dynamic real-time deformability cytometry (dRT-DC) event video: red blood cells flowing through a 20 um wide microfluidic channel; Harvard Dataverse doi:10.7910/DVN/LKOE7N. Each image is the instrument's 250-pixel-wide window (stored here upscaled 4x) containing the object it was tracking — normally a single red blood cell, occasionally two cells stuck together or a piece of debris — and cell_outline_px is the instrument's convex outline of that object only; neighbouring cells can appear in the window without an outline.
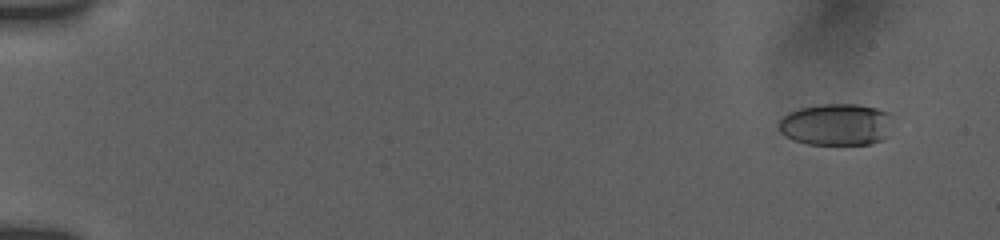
{"species": "human", "species_latin": "Homo sapiens", "temperature_condition": "room temperature", "stored_images_in_passage": 70, "camera_frame_rate_fps": 3000, "um_per_image_px": 0.085, "donor": {"sex": "female"}, "frame": {"image": 1, "passage_image": 6, "time_ms": 1.333, "image_size_px": [1000, 240], "cell_outline_px": [[896, 116], [888, 136], [884, 140], [872, 144], [808, 144], [784, 136], [780, 132], [780, 120], [788, 112], [800, 108], [820, 104], [856, 104], [876, 108], [888, 112]], "centroid_in_image_um": [71.18, 10.58], "position_along_channel_um": 13.8, "area_um2": 28.26}}
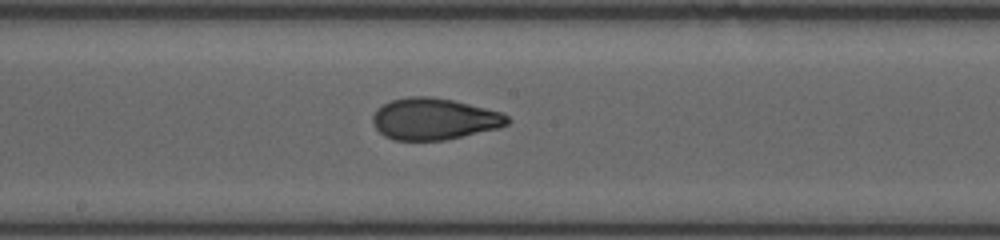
{"frame": {"image": 2, "passage_image": 43, "time_ms": 10.667, "image_size_px": [1000, 240], "cell_outline_px": [[512, 120], [508, 124], [496, 128], [444, 140], [392, 140], [384, 136], [376, 128], [372, 120], [372, 116], [384, 104], [392, 100], [408, 96], [432, 96], [452, 100], [500, 112], [508, 116]], "centroid_in_image_um": [36.89, 10.11], "position_along_channel_um": 211.3, "area_um2": 32.25}}
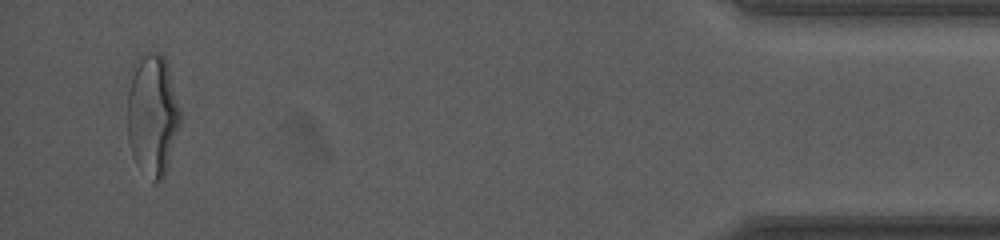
{"frame": {"image": 3, "passage_image": 69, "time_ms": 18.0, "image_size_px": [1000, 240], "cell_outline_px": [[180, 124], [168, 164], [164, 176], [160, 180], [152, 180], [136, 164], [132, 156], [128, 140], [128, 92], [140, 52], [160, 52], [164, 56], [168, 68], [180, 112]], "centroid_in_image_um": [12.95, 9.77], "position_along_channel_um": 422.2, "area_um2": 36.82}, "authors_computed_cell_mechanics": {"area_um2": 31.8767, "velocity_mm_per_s": 3.8074, "shape_relaxation_time_tau1_ms": 5.5526, "shape_relaxation_time_tau2_ms": 1.1813, "deformation_change_tau1": 0.185, "deformation_change_tau2": 0.07}}